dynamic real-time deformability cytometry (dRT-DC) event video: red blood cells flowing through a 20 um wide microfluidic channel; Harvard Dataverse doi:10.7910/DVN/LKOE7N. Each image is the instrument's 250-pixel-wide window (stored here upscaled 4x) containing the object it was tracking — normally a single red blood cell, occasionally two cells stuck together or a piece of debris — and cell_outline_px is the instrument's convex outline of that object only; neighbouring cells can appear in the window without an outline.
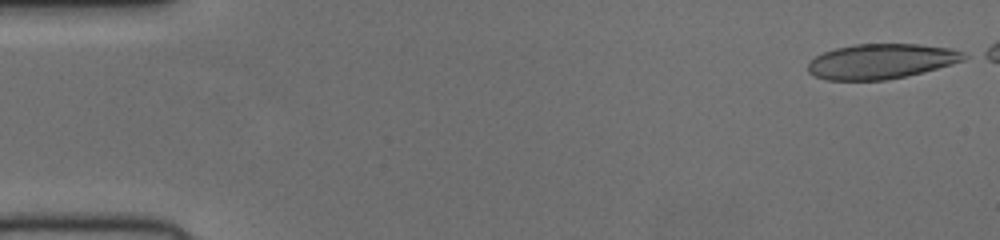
{"species": "human", "species_latin": "Homo sapiens", "temperature_condition": "cold", "stored_images_in_passage": 48, "camera_frame_rate_fps": 3000, "um_per_image_px": 0.085, "donor": {"sex": "female"}, "frame": {"image": 1, "passage_image": 1, "time_ms": 0.0, "image_size_px": [1000, 240], "cell_outline_px": [[972, 56], [964, 60], [952, 64], [924, 72], [888, 80], [828, 80], [816, 76], [808, 72], [808, 64], [816, 56], [824, 52], [836, 48], [856, 44], [920, 44], [952, 48], [964, 52]], "centroid_in_image_um": [74.97, 5.21], "position_along_channel_um": 10.0, "area_um2": 31.96}}
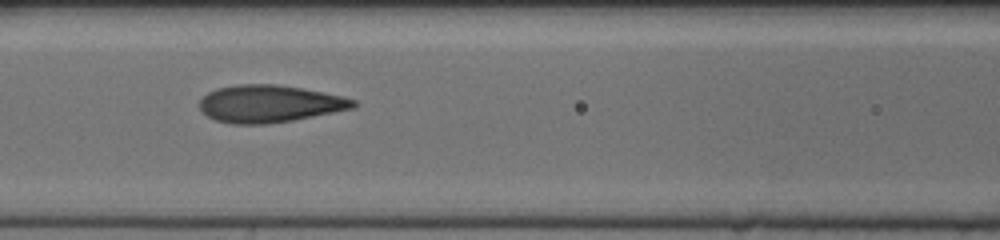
{"frame": {"image": 2, "passage_image": 22, "time_ms": 7.0, "image_size_px": [1000, 240], "cell_outline_px": [[356, 108], [292, 120], [264, 124], [232, 124], [216, 120], [208, 116], [200, 108], [200, 100], [208, 92], [216, 88], [236, 84], [276, 84], [300, 88], [340, 96], [356, 100]], "centroid_in_image_um": [22.89, 8.82], "position_along_channel_um": 143.7, "area_um2": 33.18}}
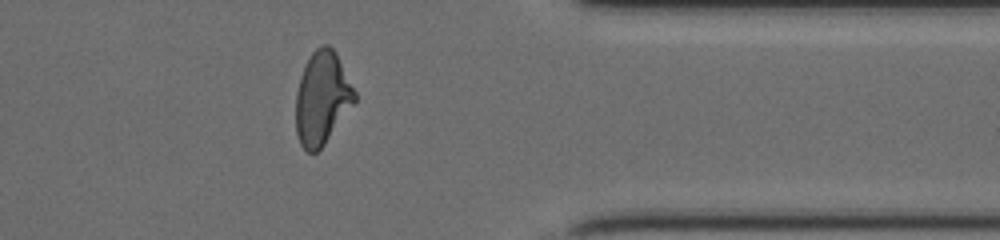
{"frame": {"image": 3, "passage_image": 41, "time_ms": 13.333, "image_size_px": [1000, 240], "cell_outline_px": [[356, 100], [324, 144], [316, 152], [308, 152], [300, 144], [296, 132], [296, 92], [300, 76], [312, 52], [316, 48], [324, 44], [328, 44], [336, 52], [356, 92]], "centroid_in_image_um": [27.37, 8.32], "position_along_channel_um": 384.0, "area_um2": 31.56}}